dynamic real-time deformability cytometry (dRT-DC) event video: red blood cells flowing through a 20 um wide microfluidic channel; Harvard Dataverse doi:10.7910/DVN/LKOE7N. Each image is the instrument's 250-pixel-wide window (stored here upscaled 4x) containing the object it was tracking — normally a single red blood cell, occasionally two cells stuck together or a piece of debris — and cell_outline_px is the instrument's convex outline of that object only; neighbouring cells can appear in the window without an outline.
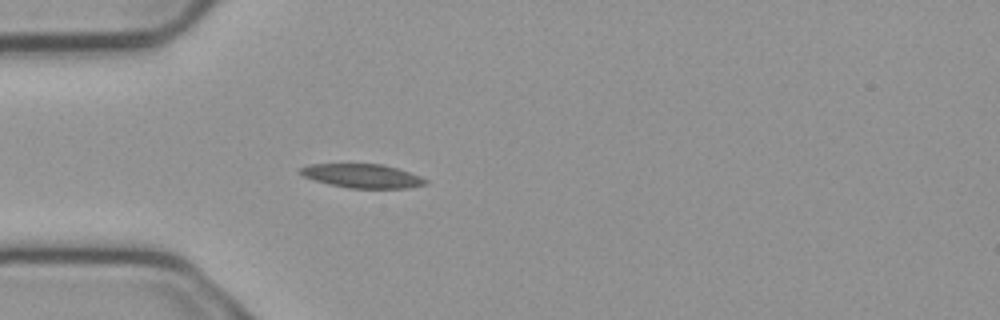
{"species": "common noctule bat (a hibernating species)", "species_latin": "Nyctalus noctula", "temperature_condition": "cold", "stored_images_in_passage": 4, "camera_frame_rate_fps": 3000, "um_per_image_px": 0.085, "animal": {"sex": "male", "body_mass_g": 23.1, "forearm_length_mm": 52.7}, "frame": {"image": 1, "passage_image": 4, "time_ms": 1.0, "image_size_px": [1000, 320], "cell_outline_px": [[428, 184], [408, 188], [348, 188], [328, 184], [304, 176], [296, 172], [300, 168], [308, 164], [380, 164], [396, 168], [420, 176], [428, 180]], "centroid_in_image_um": [30.78, 14.96], "position_along_channel_um": 54.2, "area_um2": 17.4}}